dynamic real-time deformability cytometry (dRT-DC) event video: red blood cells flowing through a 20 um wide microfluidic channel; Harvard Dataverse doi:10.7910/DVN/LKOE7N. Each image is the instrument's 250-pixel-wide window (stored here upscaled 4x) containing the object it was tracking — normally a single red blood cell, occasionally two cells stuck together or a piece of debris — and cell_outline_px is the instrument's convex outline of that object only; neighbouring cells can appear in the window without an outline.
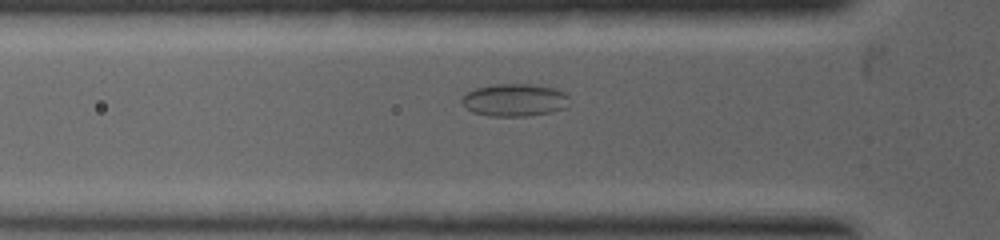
{"species": "common noctule bat (a hibernating species)", "species_latin": "Nyctalus noctula", "temperature_condition": "warm", "stored_images_in_passage": 10, "camera_frame_rate_fps": 5000, "um_per_image_px": 0.085, "animal": {"sex": "female", "body_mass_g": 19.0, "forearm_length_mm": 53.3}, "frame": {"image": 1, "passage_image": 7, "time_ms": 2.2, "image_size_px": [1000, 240], "cell_outline_px": [[568, 104], [564, 108], [552, 112], [524, 116], [488, 116], [472, 112], [460, 100], [468, 92], [476, 88], [492, 84], [532, 84], [556, 88], [564, 92], [568, 96]], "centroid_in_image_um": [43.75, 8.5], "position_along_channel_um": 82.0, "area_um2": 20.4}}
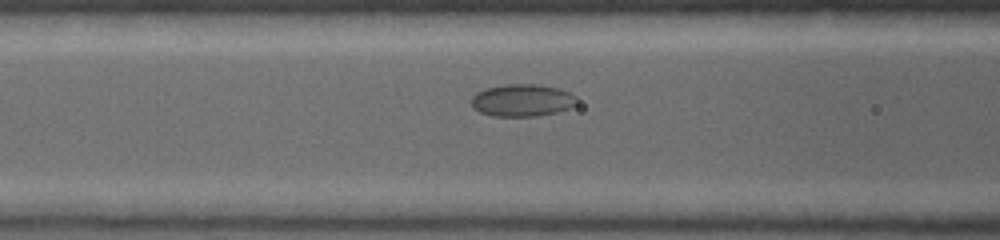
{"frame": {"image": 2, "passage_image": 9, "time_ms": 2.8, "image_size_px": [1000, 240], "cell_outline_px": [[580, 100], [576, 104], [568, 108], [556, 112], [536, 116], [492, 116], [480, 112], [472, 108], [472, 96], [476, 92], [484, 88], [508, 84], [536, 84], [560, 88], [576, 96]], "centroid_in_image_um": [44.39, 8.52], "position_along_channel_um": 122.2, "area_um2": 20.0}}